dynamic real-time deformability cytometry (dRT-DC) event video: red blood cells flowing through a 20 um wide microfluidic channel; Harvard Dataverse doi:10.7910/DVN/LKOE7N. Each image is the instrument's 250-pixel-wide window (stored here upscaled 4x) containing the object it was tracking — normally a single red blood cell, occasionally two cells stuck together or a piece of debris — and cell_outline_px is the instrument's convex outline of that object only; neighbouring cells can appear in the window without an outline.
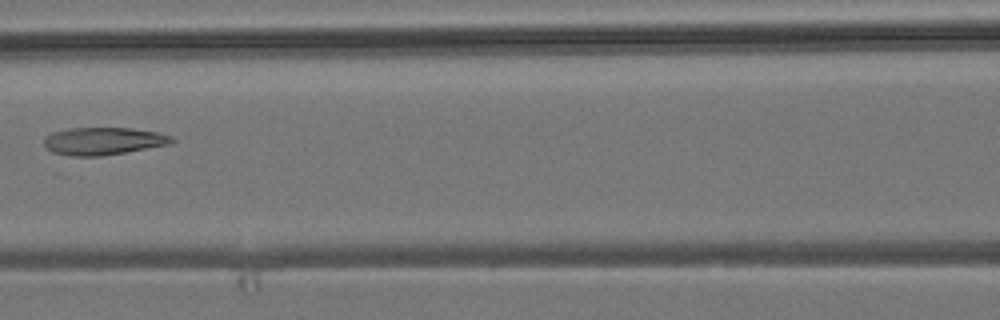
{"species": "common noctule bat (a hibernating species)", "species_latin": "Nyctalus noctula", "temperature_condition": "room temperature", "stored_images_in_passage": 9, "camera_frame_rate_fps": 3000, "um_per_image_px": 0.085, "animal": {"sex": "male", "body_mass_g": 19.2, "forearm_length_mm": 51.8}, "frame": {"image": 1, "passage_image": 8, "time_ms": 8.0, "image_size_px": [1000, 320], "cell_outline_px": [[176, 140], [172, 144], [100, 156], [72, 156], [52, 152], [44, 148], [44, 136], [52, 132], [72, 128], [132, 128], [156, 132], [172, 136]], "centroid_in_image_um": [8.77, 11.99], "position_along_channel_um": 157.8, "area_um2": 20.58}}
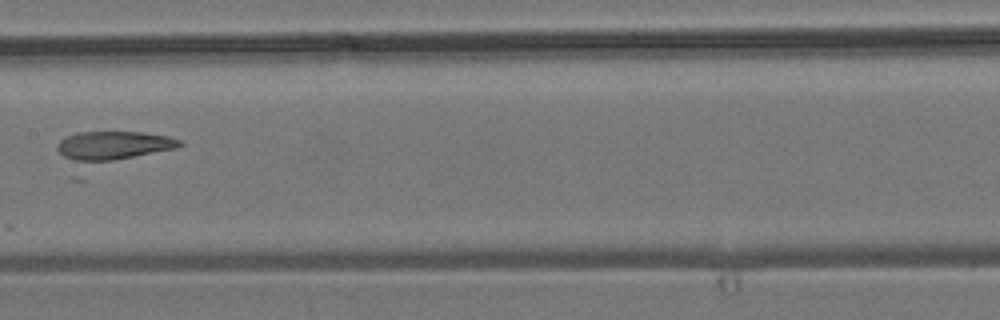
{"frame": {"image": 2, "passage_image": 9, "time_ms": 9.0, "image_size_px": [1000, 320], "cell_outline_px": [[184, 144], [176, 148], [112, 160], [84, 164], [64, 156], [56, 148], [60, 140], [64, 136], [76, 132], [144, 132], [168, 136], [180, 140]], "centroid_in_image_um": [9.59, 12.36], "position_along_channel_um": 197.8, "area_um2": 20.4}}